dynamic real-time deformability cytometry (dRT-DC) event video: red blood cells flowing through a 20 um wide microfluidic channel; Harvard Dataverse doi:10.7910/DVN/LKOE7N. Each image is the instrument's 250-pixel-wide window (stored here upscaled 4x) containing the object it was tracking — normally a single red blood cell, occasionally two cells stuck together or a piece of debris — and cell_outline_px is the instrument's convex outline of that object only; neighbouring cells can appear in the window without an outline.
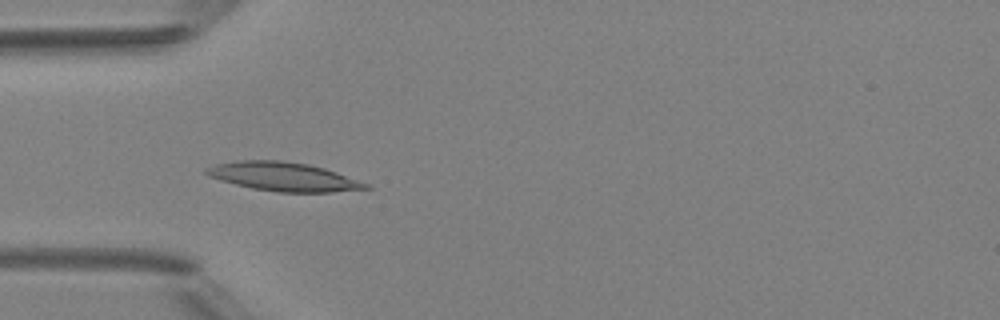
{"species": "Egyptian fruit bat (a non-hibernating species)", "species_latin": "Rousettus aegyptiacus", "temperature_condition": "room temperature", "stored_images_in_passage": 41, "camera_frame_rate_fps": 3000, "um_per_image_px": 0.085, "animal": {"sex": "female"}, "frame": {"image": 1, "passage_image": 11, "time_ms": 3.333, "image_size_px": [1000, 320], "cell_outline_px": [[372, 188], [332, 192], [280, 192], [252, 188], [220, 180], [208, 176], [204, 172], [204, 168], [216, 164], [240, 160], [280, 160], [308, 164], [324, 168], [372, 184]], "centroid_in_image_um": [24.12, 15.01], "position_along_channel_um": 60.9, "area_um2": 26.76}}
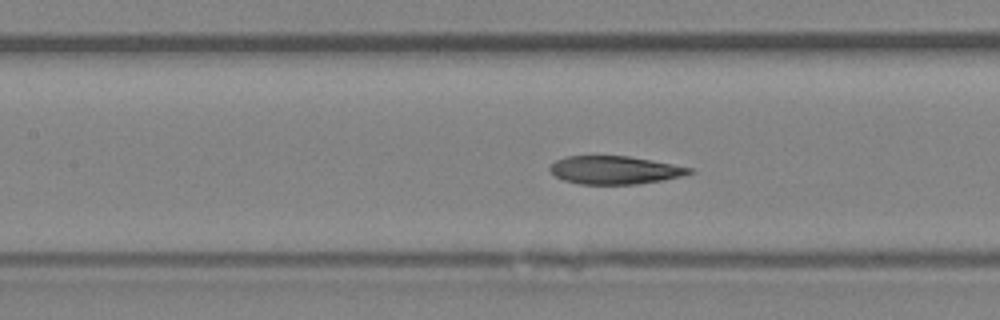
{"frame": {"image": 2, "passage_image": 18, "time_ms": 5.667, "image_size_px": [1000, 320], "cell_outline_px": [[692, 172], [680, 176], [660, 180], [636, 184], [580, 184], [564, 180], [556, 176], [548, 168], [556, 160], [564, 156], [628, 156], [652, 160], [692, 168]], "centroid_in_image_um": [52.21, 14.45], "position_along_channel_um": 155.2, "area_um2": 22.54}}
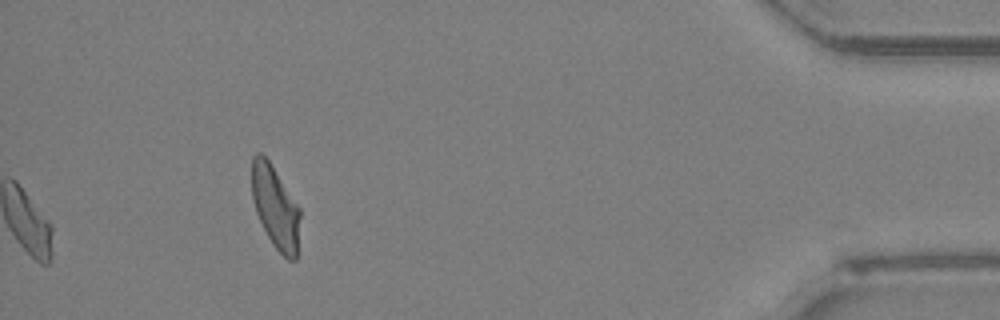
{"frame": {"image": 3, "passage_image": 41, "time_ms": 13.333, "image_size_px": [1000, 320], "cell_outline_px": [[300, 216], [296, 260], [288, 260], [272, 244], [256, 212], [252, 196], [252, 156], [256, 152], [260, 152], [268, 160], [300, 208]], "centroid_in_image_um": [23.4, 17.61], "position_along_channel_um": 411.8, "area_um2": 22.89}, "authors_computed_cell_mechanics": {"area_um2": 24.1026, "velocity_mm_per_s": 4.1518, "shape_relaxation_time_tau1_ms": 5.0429, "shape_relaxation_time_tau2_ms": 2.8644, "deformation_change_tau1": 0.1633, "deformation_change_tau2": 0.1071}}